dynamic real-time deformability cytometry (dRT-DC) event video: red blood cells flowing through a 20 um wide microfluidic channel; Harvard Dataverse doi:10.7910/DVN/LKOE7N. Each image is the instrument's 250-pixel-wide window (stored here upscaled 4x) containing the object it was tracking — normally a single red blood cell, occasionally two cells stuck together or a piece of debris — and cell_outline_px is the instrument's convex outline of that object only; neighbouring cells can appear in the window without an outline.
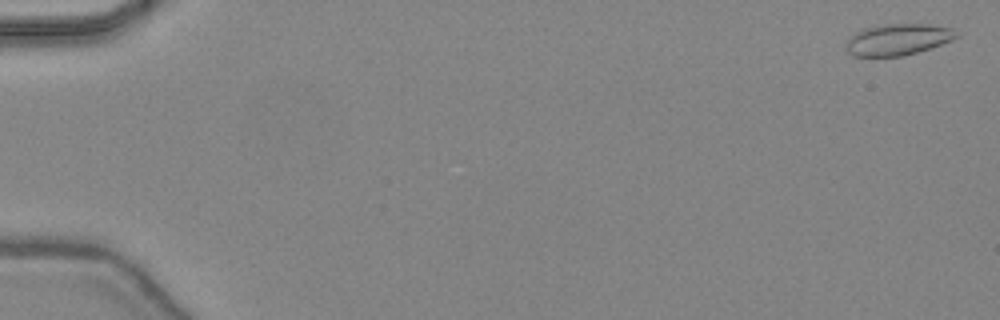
{"species": "common noctule bat (a hibernating species)", "species_latin": "Nyctalus noctula", "temperature_condition": "warm", "stored_images_in_passage": 48, "camera_frame_rate_fps": 3000, "um_per_image_px": 0.085, "animal": {"sex": "female", "body_mass_g": 24.6, "forearm_length_mm": 56.2}, "frame": {"image": 1, "passage_image": 2, "time_ms": 0.333, "image_size_px": [1000, 320], "cell_outline_px": [[960, 36], [952, 40], [904, 56], [852, 56], [844, 48], [844, 44], [856, 32], [864, 28], [880, 24], [928, 24], [952, 28]], "centroid_in_image_um": [76.29, 3.35], "position_along_channel_um": 8.7, "area_um2": 20.17}}
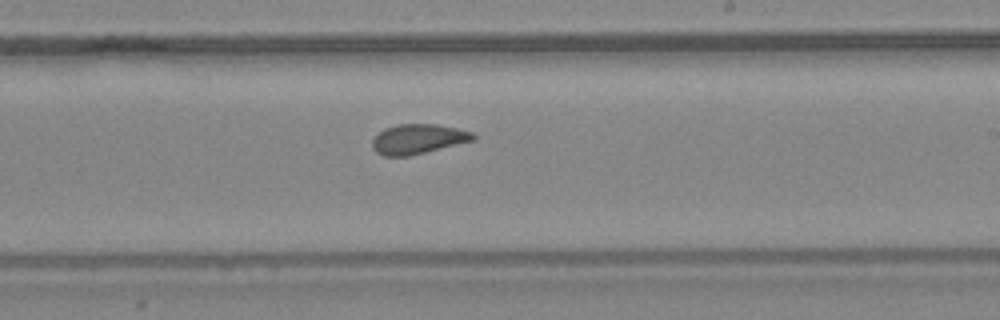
{"frame": {"image": 2, "passage_image": 30, "time_ms": 9.667, "image_size_px": [1000, 320], "cell_outline_px": [[476, 140], [408, 156], [384, 156], [376, 152], [372, 148], [372, 140], [384, 128], [396, 124], [436, 124], [456, 128], [472, 132], [476, 136]], "centroid_in_image_um": [35.53, 11.81], "position_along_channel_um": 253.5, "area_um2": 17.51}}
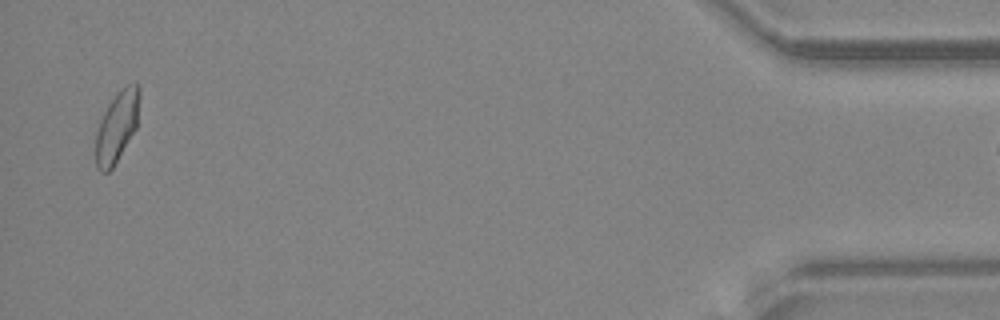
{"frame": {"image": 3, "passage_image": 47, "time_ms": 15.333, "image_size_px": [1000, 320], "cell_outline_px": [[140, 96], [136, 128], [112, 168], [108, 172], [100, 172], [96, 168], [96, 132], [100, 120], [108, 104], [116, 92], [128, 84], [140, 84]], "centroid_in_image_um": [9.94, 10.74], "position_along_channel_um": 425.3, "area_um2": 17.98}}